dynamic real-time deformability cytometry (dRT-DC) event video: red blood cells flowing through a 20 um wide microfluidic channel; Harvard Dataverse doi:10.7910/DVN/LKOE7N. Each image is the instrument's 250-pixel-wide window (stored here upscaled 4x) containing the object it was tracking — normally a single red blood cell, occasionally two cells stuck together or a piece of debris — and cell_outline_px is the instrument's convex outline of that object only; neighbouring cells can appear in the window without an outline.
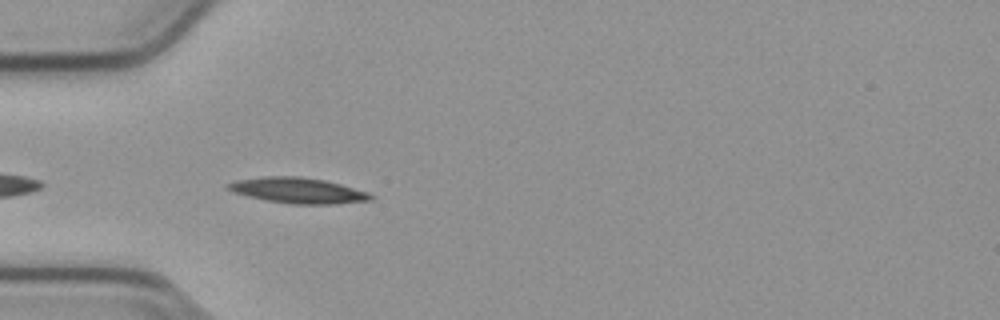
{"species": "common noctule bat (a hibernating species)", "species_latin": "Nyctalus noctula", "temperature_condition": "cold", "stored_images_in_passage": 12, "camera_frame_rate_fps": 3000, "um_per_image_px": 0.085, "animal": {"sex": "male", "body_mass_g": 23.1, "forearm_length_mm": 52.7}, "frame": {"image": 1, "passage_image": 3, "time_ms": 0.667, "image_size_px": [1000, 320], "cell_outline_px": [[376, 196], [372, 200], [336, 204], [292, 204], [268, 200], [248, 196], [232, 192], [224, 184], [236, 180], [260, 176], [300, 176], [324, 180], [340, 184], [368, 192]], "centroid_in_image_um": [25.33, 16.18], "position_along_channel_um": 59.7, "area_um2": 21.39}}
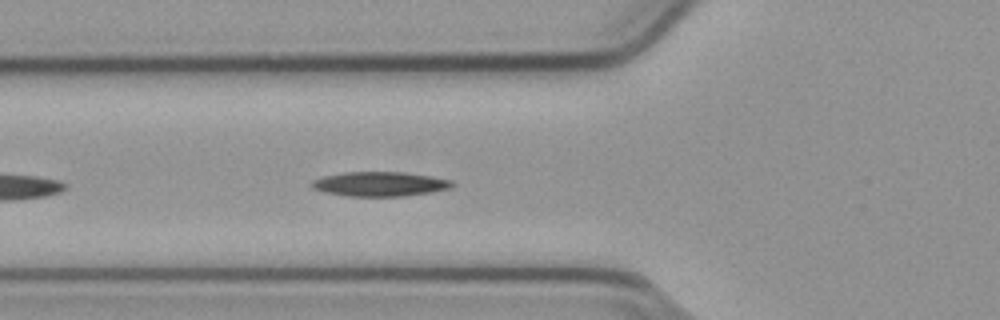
{"frame": {"image": 2, "passage_image": 6, "time_ms": 1.667, "image_size_px": [1000, 320], "cell_outline_px": [[456, 184], [452, 188], [432, 192], [404, 196], [348, 196], [324, 192], [312, 188], [308, 184], [312, 180], [324, 176], [344, 172], [404, 172], [432, 176], [452, 180]], "centroid_in_image_um": [32.3, 15.64], "position_along_channel_um": 93.5, "area_um2": 20.29}}